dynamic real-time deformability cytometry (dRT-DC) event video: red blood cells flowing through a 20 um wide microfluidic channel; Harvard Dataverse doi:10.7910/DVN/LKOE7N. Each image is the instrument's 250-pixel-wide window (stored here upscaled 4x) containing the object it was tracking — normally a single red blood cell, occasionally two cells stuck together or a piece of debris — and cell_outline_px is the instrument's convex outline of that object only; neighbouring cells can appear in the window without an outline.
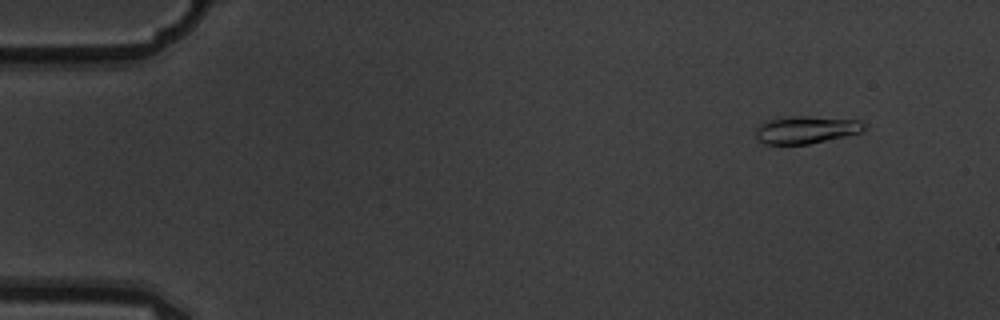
{"species": "common noctule bat (a hibernating species)", "species_latin": "Nyctalus noctula", "temperature_condition": "warm", "stored_images_in_passage": 5, "camera_frame_rate_fps": 3000, "um_per_image_px": 0.085, "animal": {"sex": "male", "body_mass_g": 19.5, "forearm_length_mm": 54.6}, "frame": {"image": 1, "passage_image": 2, "time_ms": 0.333, "image_size_px": [1000, 320], "cell_outline_px": [[868, 124], [860, 132], [844, 136], [808, 144], [764, 144], [756, 140], [756, 128], [764, 120], [784, 116], [808, 116], [860, 120]], "centroid_in_image_um": [68.46, 11.01], "position_along_channel_um": 16.5, "area_um2": 17.57}}